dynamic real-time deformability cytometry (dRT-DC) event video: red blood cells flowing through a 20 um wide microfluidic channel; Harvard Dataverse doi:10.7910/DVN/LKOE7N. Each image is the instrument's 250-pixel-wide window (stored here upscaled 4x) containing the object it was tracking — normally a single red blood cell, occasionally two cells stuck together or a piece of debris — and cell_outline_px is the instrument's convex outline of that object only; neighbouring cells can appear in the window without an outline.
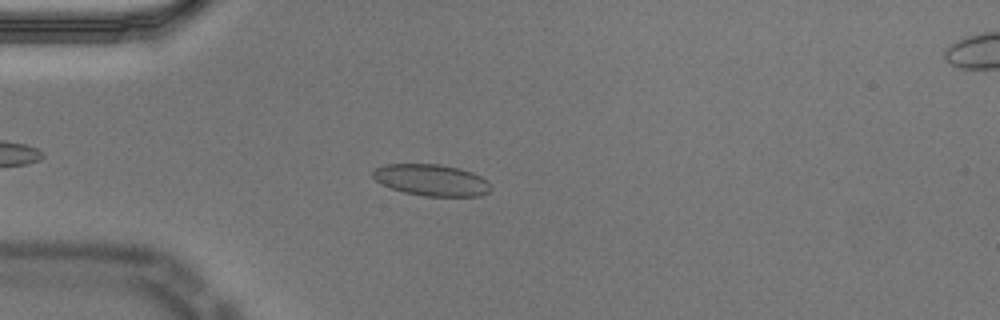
{"species": "Egyptian fruit bat (a non-hibernating species)", "species_latin": "Rousettus aegyptiacus", "temperature_condition": "cold", "stored_images_in_passage": 48, "camera_frame_rate_fps": 3000, "um_per_image_px": 0.085, "animal": {"sex": "male"}, "frame": {"image": 1, "passage_image": 10, "time_ms": 3.0, "image_size_px": [1000, 320], "cell_outline_px": [[492, 188], [488, 192], [480, 196], [424, 196], [404, 192], [380, 184], [372, 176], [372, 172], [376, 168], [388, 164], [440, 164], [460, 168], [472, 172], [488, 180]], "centroid_in_image_um": [36.7, 15.3], "position_along_channel_um": 48.3, "area_um2": 21.73}}
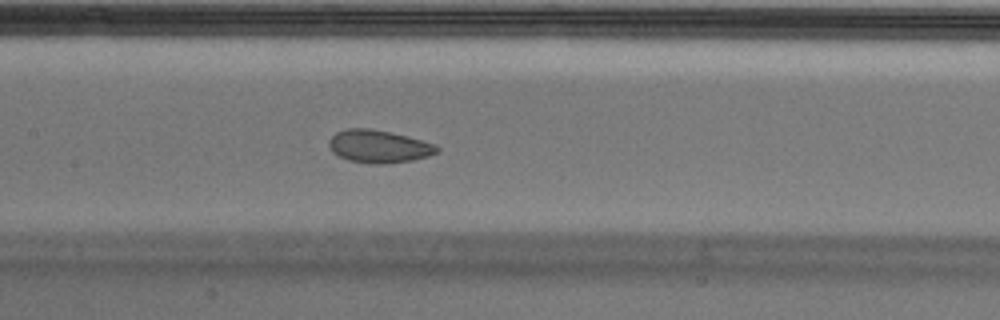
{"frame": {"image": 2, "passage_image": 22, "time_ms": 7.0, "image_size_px": [1000, 320], "cell_outline_px": [[440, 152], [428, 156], [412, 160], [384, 164], [372, 164], [348, 160], [332, 152], [328, 144], [328, 140], [336, 132], [348, 128], [368, 128], [388, 132], [436, 144], [440, 148]], "centroid_in_image_um": [32.19, 12.45], "position_along_channel_um": 175.2, "area_um2": 20.52}}
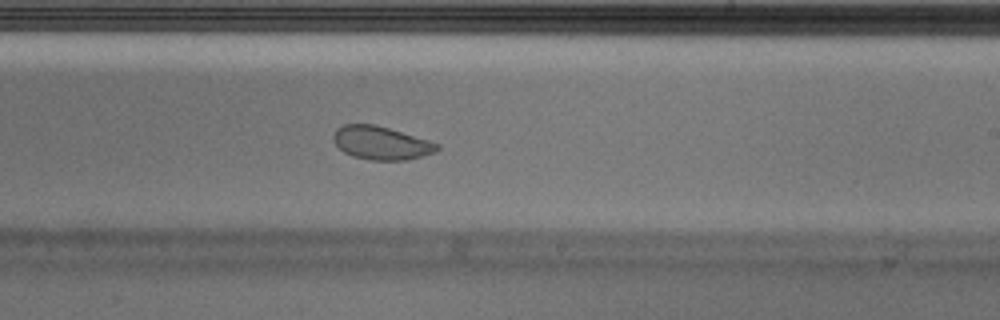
{"frame": {"image": 3, "passage_image": 29, "time_ms": 9.333, "image_size_px": [1000, 320], "cell_outline_px": [[440, 148], [436, 152], [404, 160], [372, 160], [352, 156], [344, 152], [332, 140], [332, 136], [336, 128], [344, 124], [376, 124], [428, 140], [440, 144]], "centroid_in_image_um": [32.38, 12.14], "position_along_channel_um": 256.6, "area_um2": 20.11}}